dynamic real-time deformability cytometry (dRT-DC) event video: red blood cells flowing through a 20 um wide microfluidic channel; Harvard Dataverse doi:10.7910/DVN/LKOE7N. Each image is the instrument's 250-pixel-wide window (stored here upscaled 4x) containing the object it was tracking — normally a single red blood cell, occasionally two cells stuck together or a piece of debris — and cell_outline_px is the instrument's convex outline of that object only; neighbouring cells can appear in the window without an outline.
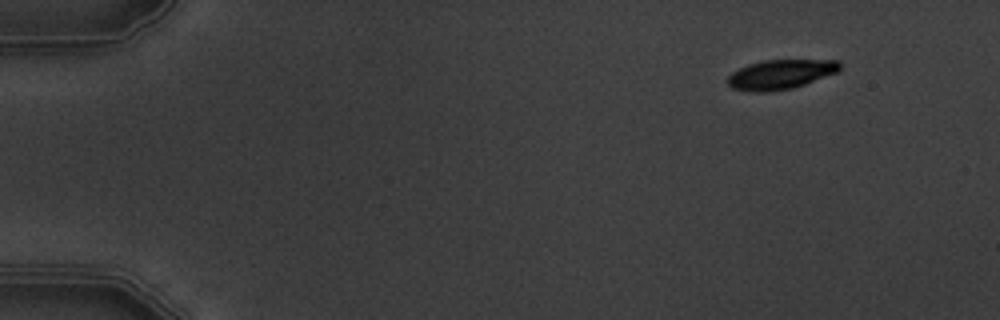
{"species": "common noctule bat (a hibernating species)", "species_latin": "Nyctalus noctula", "temperature_condition": "warm", "stored_images_in_passage": 5, "camera_frame_rate_fps": 3000, "um_per_image_px": 0.085, "animal": {"sex": "male", "body_mass_g": 19.5, "forearm_length_mm": 54.6}, "frame": {"image": 1, "passage_image": 1, "time_ms": 0.0, "image_size_px": [1000, 320], "cell_outline_px": [[840, 68], [836, 72], [804, 84], [792, 88], [768, 92], [752, 92], [732, 88], [728, 84], [728, 76], [732, 72], [748, 64], [764, 60], [840, 60]], "centroid_in_image_um": [66.32, 6.32], "position_along_channel_um": 18.7, "area_um2": 19.13}}
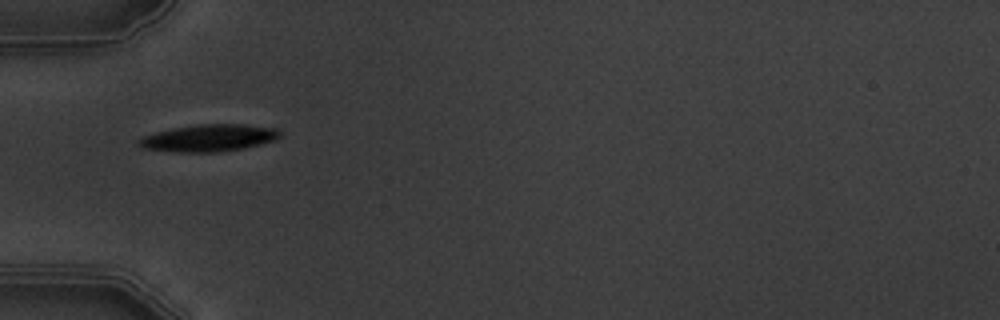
{"frame": {"image": 2, "passage_image": 5, "time_ms": 4.333, "image_size_px": [1000, 320], "cell_outline_px": [[280, 136], [276, 140], [244, 148], [220, 152], [176, 152], [144, 148], [136, 144], [136, 140], [144, 136], [156, 132], [172, 128], [196, 124], [244, 124], [280, 128]], "centroid_in_image_um": [17.77, 11.72], "position_along_channel_um": 67.2, "area_um2": 22.48}}